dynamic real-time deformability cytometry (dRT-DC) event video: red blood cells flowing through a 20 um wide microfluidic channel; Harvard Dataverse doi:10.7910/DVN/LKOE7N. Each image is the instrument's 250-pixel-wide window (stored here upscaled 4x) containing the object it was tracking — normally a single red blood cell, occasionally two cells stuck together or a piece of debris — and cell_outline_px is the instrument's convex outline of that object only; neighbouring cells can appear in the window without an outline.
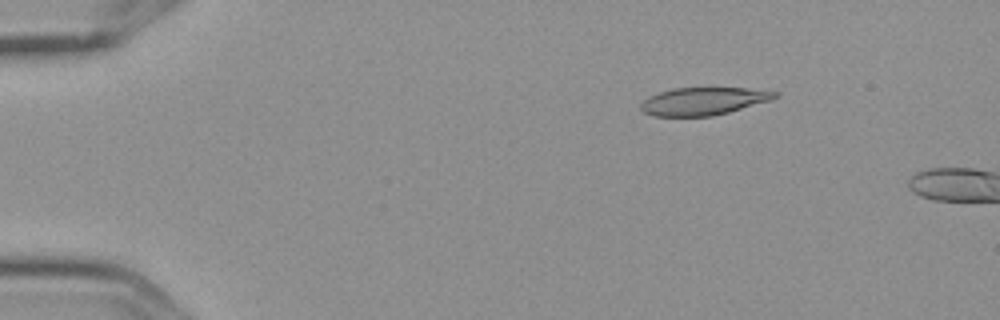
{"species": "Egyptian fruit bat (a non-hibernating species)", "species_latin": "Rousettus aegyptiacus", "temperature_condition": "cold", "stored_images_in_passage": 4, "camera_frame_rate_fps": 3000, "um_per_image_px": 0.085, "frame": {"image": 1, "passage_image": 3, "time_ms": 0.667, "image_size_px": [1000, 320], "cell_outline_px": [[780, 92], [772, 100], [728, 112], [712, 116], [652, 116], [644, 112], [640, 108], [640, 104], [648, 96], [672, 88], [748, 88]], "centroid_in_image_um": [59.78, 8.6], "position_along_channel_um": 25.2, "area_um2": 21.62}}